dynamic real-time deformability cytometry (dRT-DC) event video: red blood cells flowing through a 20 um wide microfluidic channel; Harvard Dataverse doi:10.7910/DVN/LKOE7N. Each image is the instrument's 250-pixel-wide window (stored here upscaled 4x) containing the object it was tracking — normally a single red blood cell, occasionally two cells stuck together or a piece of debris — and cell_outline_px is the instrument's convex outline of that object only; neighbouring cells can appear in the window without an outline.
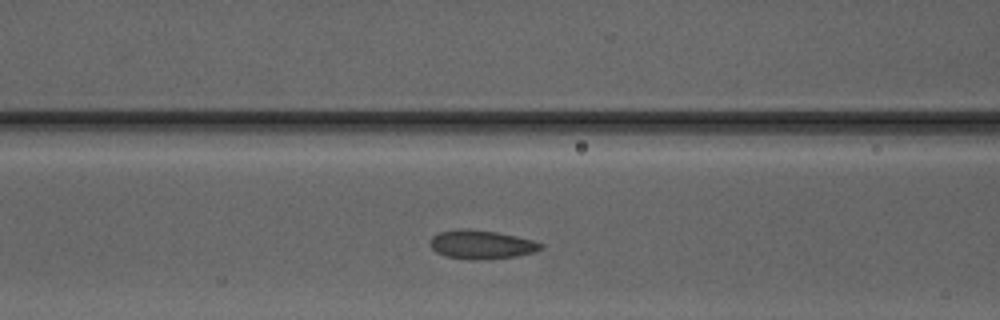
{"species": "Egyptian fruit bat (a non-hibernating species)", "species_latin": "Rousettus aegyptiacus", "temperature_condition": "warm", "stored_images_in_passage": 34, "camera_frame_rate_fps": 3000, "um_per_image_px": 0.085, "animal": {"sex": "male"}, "frame": {"image": 1, "passage_image": 14, "time_ms": 4.333, "image_size_px": [1000, 320], "cell_outline_px": [[544, 248], [532, 252], [516, 256], [488, 260], [468, 260], [444, 256], [436, 252], [428, 244], [428, 240], [432, 236], [440, 232], [460, 228], [468, 228], [496, 232], [536, 240], [544, 244]], "centroid_in_image_um": [40.9, 20.79], "position_along_channel_um": 125.7, "area_um2": 19.02}}
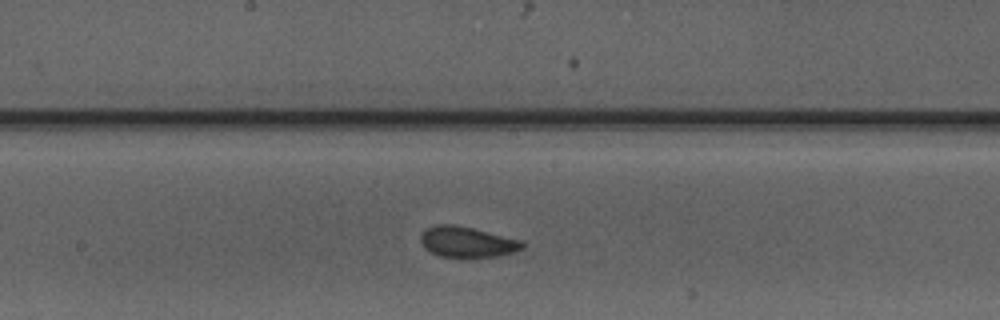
{"frame": {"image": 2, "passage_image": 20, "time_ms": 6.333, "image_size_px": [1000, 320], "cell_outline_px": [[524, 248], [500, 256], [464, 260], [440, 256], [424, 248], [420, 240], [420, 232], [424, 228], [436, 224], [452, 224], [472, 228], [520, 240], [524, 244]], "centroid_in_image_um": [39.65, 20.6], "position_along_channel_um": 208.6, "area_um2": 18.79}}
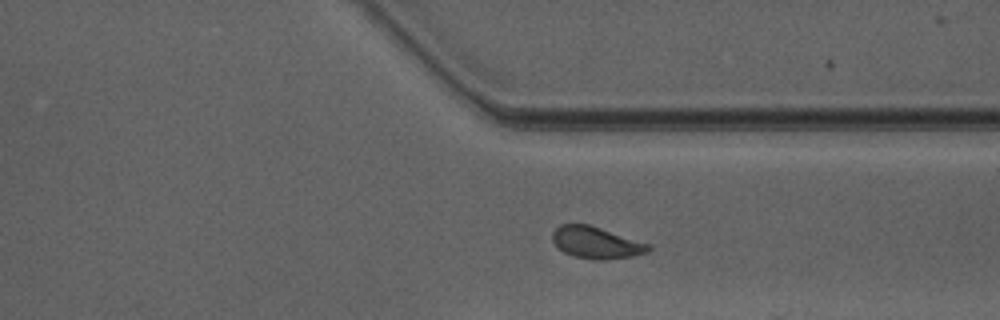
{"frame": {"image": 3, "passage_image": 31, "time_ms": 10.0, "image_size_px": [1000, 320], "cell_outline_px": [[652, 248], [644, 252], [632, 256], [600, 260], [596, 260], [572, 256], [564, 252], [552, 240], [552, 232], [560, 224], [588, 224], [652, 244]], "centroid_in_image_um": [50.68, 20.61], "position_along_channel_um": 360.7, "area_um2": 17.69}, "authors_computed_cell_mechanics": {"area_um2": 17.7446, "velocity_mm_per_s": 4.1479, "shape_relaxation_time_tau1_ms": 6.5849, "shape_relaxation_time_tau2_ms": 0.9524, "deformation_change_tau1": 0.1219, "deformation_change_tau2": 0.0373}}